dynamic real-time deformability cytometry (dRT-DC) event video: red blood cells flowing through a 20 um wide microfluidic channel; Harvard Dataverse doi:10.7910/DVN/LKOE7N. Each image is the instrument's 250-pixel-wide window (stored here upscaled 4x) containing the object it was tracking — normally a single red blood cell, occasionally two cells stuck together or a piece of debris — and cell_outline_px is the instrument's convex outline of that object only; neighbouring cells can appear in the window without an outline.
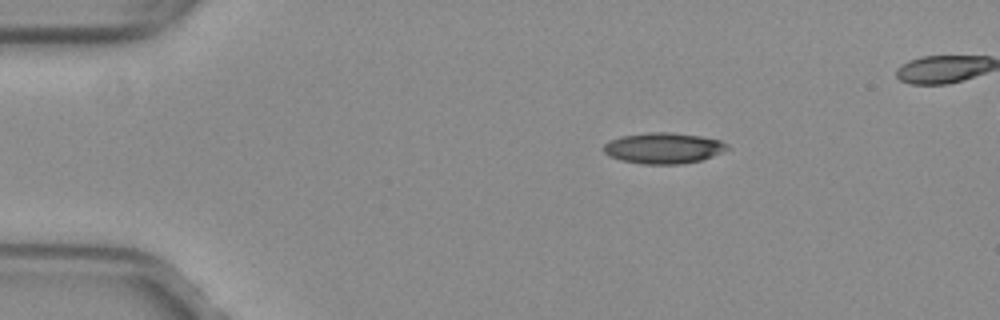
{"species": "common noctule bat (a hibernating species)", "species_latin": "Nyctalus noctula", "temperature_condition": "warm", "stored_images_in_passage": 45, "camera_frame_rate_fps": 3000, "um_per_image_px": 0.085, "animal": {"sex": "female", "body_mass_g": 29.2, "forearm_length_mm": 56.3}, "frame": {"image": 1, "passage_image": 5, "time_ms": 1.333, "image_size_px": [1000, 320], "cell_outline_px": [[732, 148], [724, 152], [700, 160], [680, 164], [640, 164], [620, 160], [608, 156], [604, 152], [604, 144], [620, 136], [652, 132], [672, 132], [700, 136], [720, 140], [728, 144]], "centroid_in_image_um": [56.42, 12.59], "position_along_channel_um": 28.6, "area_um2": 22.37}}
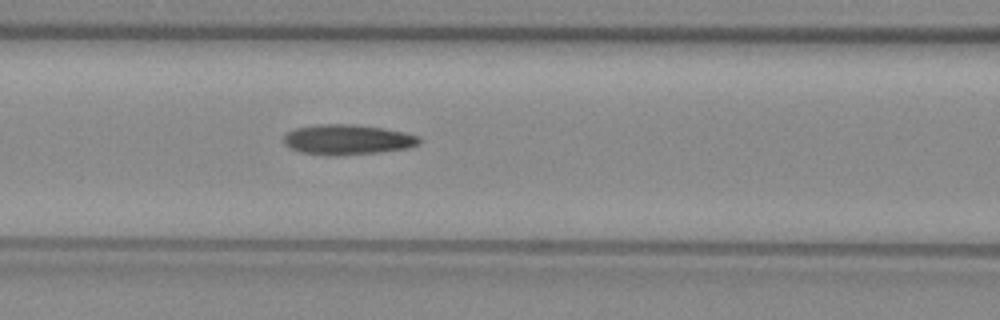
{"frame": {"image": 2, "passage_image": 18, "time_ms": 5.667, "image_size_px": [1000, 320], "cell_outline_px": [[420, 144], [408, 148], [380, 152], [332, 156], [300, 152], [284, 144], [284, 136], [288, 132], [296, 128], [316, 124], [352, 124], [380, 128], [404, 132], [420, 136]], "centroid_in_image_um": [29.54, 11.87], "position_along_channel_um": 137.1, "area_um2": 23.76}}
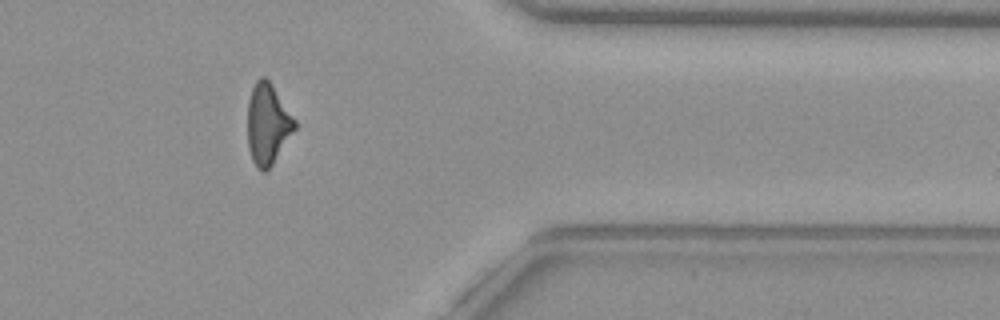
{"frame": {"image": 3, "passage_image": 38, "time_ms": 12.333, "image_size_px": [1000, 320], "cell_outline_px": [[296, 128], [272, 164], [264, 172], [260, 172], [256, 168], [252, 160], [248, 148], [248, 100], [252, 88], [256, 80], [260, 76], [264, 76], [272, 84], [296, 120]], "centroid_in_image_um": [22.74, 10.54], "position_along_channel_um": 388.7, "area_um2": 22.2}}